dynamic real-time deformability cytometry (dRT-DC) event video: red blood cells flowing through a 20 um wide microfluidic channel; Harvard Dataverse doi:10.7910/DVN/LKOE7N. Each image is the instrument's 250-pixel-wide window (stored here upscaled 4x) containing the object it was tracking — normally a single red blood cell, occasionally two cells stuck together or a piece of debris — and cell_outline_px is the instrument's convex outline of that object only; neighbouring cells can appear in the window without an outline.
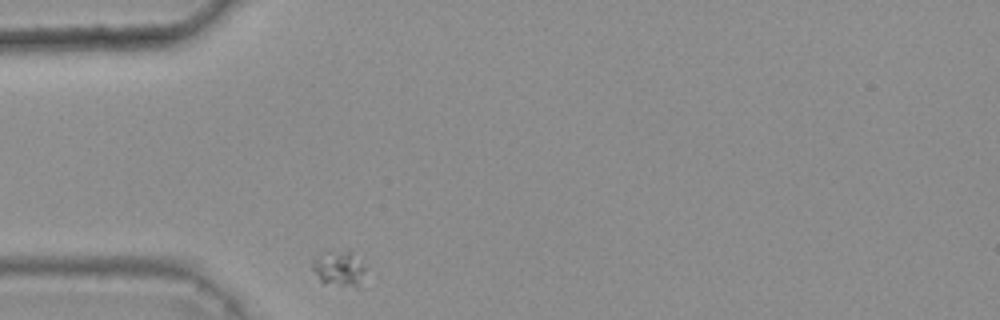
{"species": "common noctule bat (a hibernating species)", "species_latin": "Nyctalus noctula", "temperature_condition": "warm", "stored_images_in_passage": 32, "camera_frame_rate_fps": 3000, "um_per_image_px": 0.085, "animal": {"sex": "female", "body_mass_g": 25.1}, "frame": {"image": 1, "passage_image": 1, "time_ms": 0.0, "image_size_px": [1000, 320], "cell_outline_px": [[364, 268], [356, 288], [324, 284], [320, 280], [312, 268], [312, 260], [348, 248], [352, 252]], "centroid_in_image_um": [28.8, 22.86], "position_along_channel_um": 56.2, "area_um2": 10.35}}
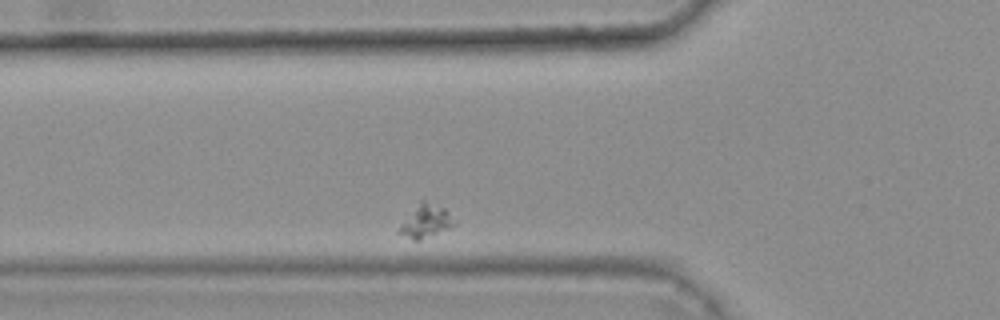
{"frame": {"image": 2, "passage_image": 5, "time_ms": 1.333, "image_size_px": [1000, 320], "cell_outline_px": [[456, 224], [452, 228], [420, 240], [412, 240], [400, 232], [400, 224], [420, 200], [424, 200], [444, 208], [448, 212]], "centroid_in_image_um": [36.22, 18.8], "position_along_channel_um": 89.6, "area_um2": 10.4}}